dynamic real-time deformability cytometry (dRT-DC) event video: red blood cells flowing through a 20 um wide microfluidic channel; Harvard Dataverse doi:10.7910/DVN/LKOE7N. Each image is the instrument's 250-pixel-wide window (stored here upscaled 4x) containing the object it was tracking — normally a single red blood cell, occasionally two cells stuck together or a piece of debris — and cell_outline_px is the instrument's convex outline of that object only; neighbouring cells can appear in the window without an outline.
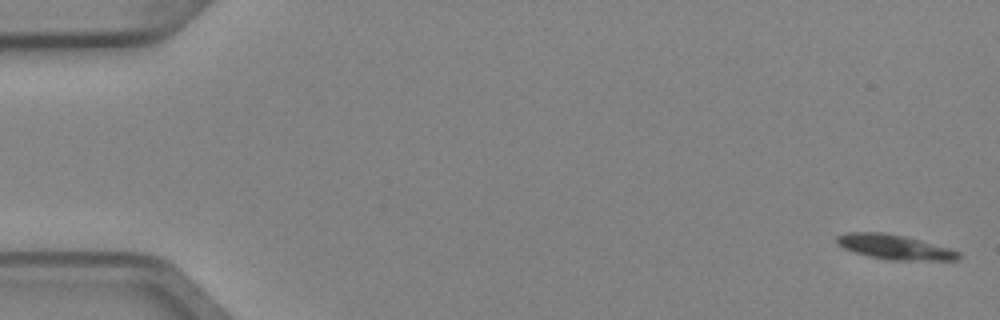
{"species": "Egyptian fruit bat (a non-hibernating species)", "species_latin": "Rousettus aegyptiacus", "temperature_condition": "cold", "stored_images_in_passage": 5, "camera_frame_rate_fps": 3000, "um_per_image_px": 0.085, "animal": {"sex": "female"}, "frame": {"image": 1, "passage_image": 1, "time_ms": 0.0, "image_size_px": [1000, 320], "cell_outline_px": [[960, 260], [888, 260], [868, 256], [844, 248], [836, 244], [836, 236], [844, 232], [884, 232], [904, 236], [948, 248], [960, 252]], "centroid_in_image_um": [75.99, 20.99], "position_along_channel_um": 9.0, "area_um2": 17.46}}
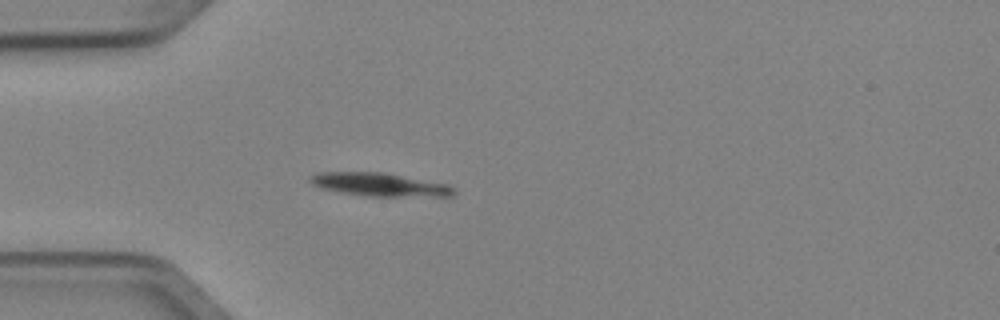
{"frame": {"image": 2, "passage_image": 5, "time_ms": 1.333, "image_size_px": [1000, 320], "cell_outline_px": [[456, 192], [452, 196], [368, 196], [340, 192], [320, 188], [312, 184], [308, 180], [312, 176], [320, 172], [384, 172], [448, 184], [456, 188]], "centroid_in_image_um": [32.3, 15.69], "position_along_channel_um": 52.7, "area_um2": 19.48}}